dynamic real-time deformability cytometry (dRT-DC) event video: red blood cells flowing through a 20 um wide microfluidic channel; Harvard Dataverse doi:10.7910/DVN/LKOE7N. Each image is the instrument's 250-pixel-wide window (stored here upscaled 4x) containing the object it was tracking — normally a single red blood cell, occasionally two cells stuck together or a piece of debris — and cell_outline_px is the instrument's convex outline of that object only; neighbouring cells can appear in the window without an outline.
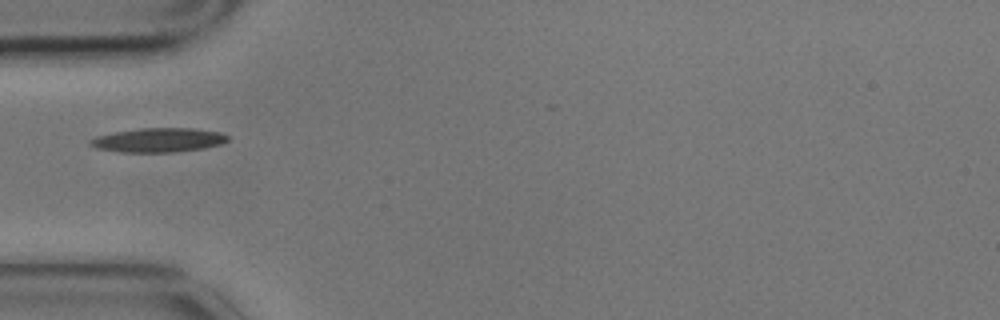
{"species": "common noctule bat (a hibernating species)", "species_latin": "Nyctalus noctula", "temperature_condition": "cold", "stored_images_in_passage": 3, "camera_frame_rate_fps": 3000, "um_per_image_px": 0.085, "animal": {"sex": "male", "body_mass_g": 17.9}, "frame": {"image": 1, "passage_image": 1, "time_ms": 0.0, "image_size_px": [1000, 320], "cell_outline_px": [[228, 140], [220, 144], [204, 148], [172, 152], [120, 152], [96, 148], [88, 144], [88, 140], [96, 136], [116, 132], [140, 128], [192, 128], [220, 132], [228, 136]], "centroid_in_image_um": [13.43, 11.9], "position_along_channel_um": 71.6, "area_um2": 19.31}}